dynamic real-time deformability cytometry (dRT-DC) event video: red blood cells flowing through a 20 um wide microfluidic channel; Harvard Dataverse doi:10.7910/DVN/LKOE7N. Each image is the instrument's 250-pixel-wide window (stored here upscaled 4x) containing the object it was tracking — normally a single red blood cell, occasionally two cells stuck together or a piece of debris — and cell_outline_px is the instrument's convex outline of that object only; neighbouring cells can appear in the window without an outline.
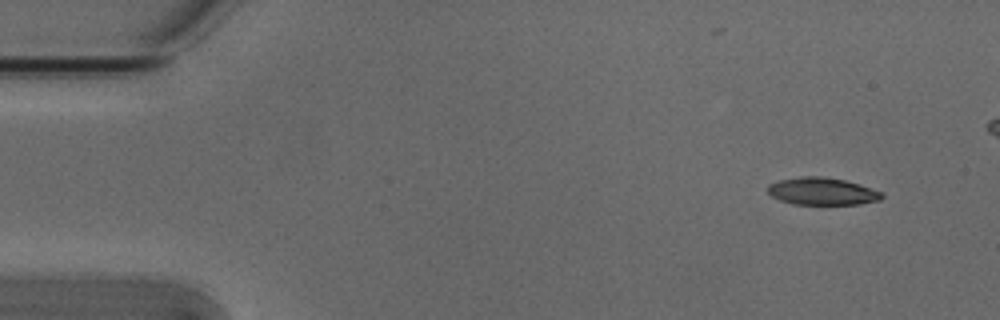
{"species": "Egyptian fruit bat (a non-hibernating species)", "species_latin": "Rousettus aegyptiacus", "temperature_condition": "cold", "stored_images_in_passage": 4, "camera_frame_rate_fps": 3000, "um_per_image_px": 0.085, "animal": {"sex": "male"}, "frame": {"image": 1, "passage_image": 1, "time_ms": 0.0, "image_size_px": [1000, 320], "cell_outline_px": [[884, 196], [880, 200], [860, 204], [792, 204], [780, 200], [772, 196], [768, 192], [768, 184], [776, 180], [800, 176], [820, 176], [844, 180], [860, 184], [884, 192]], "centroid_in_image_um": [69.89, 16.25], "position_along_channel_um": 15.1, "area_um2": 18.38}}